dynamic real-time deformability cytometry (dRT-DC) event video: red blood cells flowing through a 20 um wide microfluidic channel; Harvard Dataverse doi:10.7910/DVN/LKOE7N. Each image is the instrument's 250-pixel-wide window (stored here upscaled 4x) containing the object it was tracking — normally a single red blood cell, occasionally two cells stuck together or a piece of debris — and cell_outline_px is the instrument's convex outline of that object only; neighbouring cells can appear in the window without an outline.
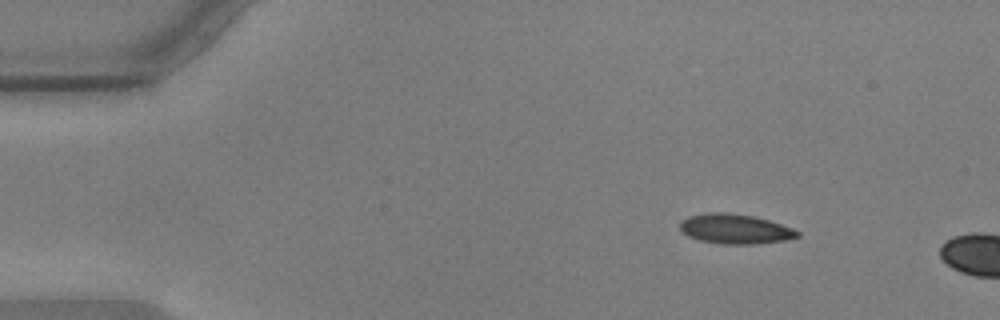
{"species": "common noctule bat (a hibernating species)", "species_latin": "Nyctalus noctula", "temperature_condition": "warm", "stored_images_in_passage": 5, "camera_frame_rate_fps": 3000, "um_per_image_px": 0.085, "animal": {"sex": "male", "body_mass_g": 17.9, "forearm_length_mm": 54.2}, "frame": {"image": 1, "passage_image": 1, "time_ms": 0.0, "image_size_px": [1000, 320], "cell_outline_px": [[800, 236], [784, 240], [752, 244], [720, 244], [700, 240], [688, 236], [680, 228], [680, 220], [688, 216], [708, 212], [728, 212], [752, 216], [768, 220], [792, 228], [800, 232]], "centroid_in_image_um": [62.45, 19.45], "position_along_channel_um": 22.5, "area_um2": 20.29}}